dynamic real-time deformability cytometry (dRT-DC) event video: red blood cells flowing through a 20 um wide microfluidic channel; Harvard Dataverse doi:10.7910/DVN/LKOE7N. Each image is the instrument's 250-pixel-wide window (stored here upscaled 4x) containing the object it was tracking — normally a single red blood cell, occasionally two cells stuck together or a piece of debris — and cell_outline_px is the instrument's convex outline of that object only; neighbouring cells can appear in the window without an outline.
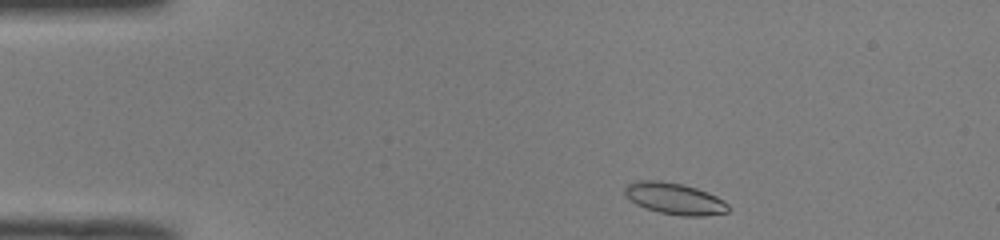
{"species": "common noctule bat (a hibernating species)", "species_latin": "Nyctalus noctula", "temperature_condition": "room temperature", "stored_images_in_passage": 43, "camera_frame_rate_fps": 3000, "um_per_image_px": 0.085, "animal": {"sex": "male", "body_mass_g": 19.0, "forearm_length_mm": 50.8}, "frame": {"image": 1, "passage_image": 1, "time_ms": 0.0, "image_size_px": [1000, 240], "cell_outline_px": [[732, 208], [728, 212], [704, 216], [680, 216], [660, 212], [644, 208], [636, 204], [624, 196], [624, 188], [628, 184], [636, 180], [660, 180], [680, 184], [696, 188], [716, 196], [724, 200]], "centroid_in_image_um": [57.33, 16.89], "position_along_channel_um": 27.7, "area_um2": 19.19}}
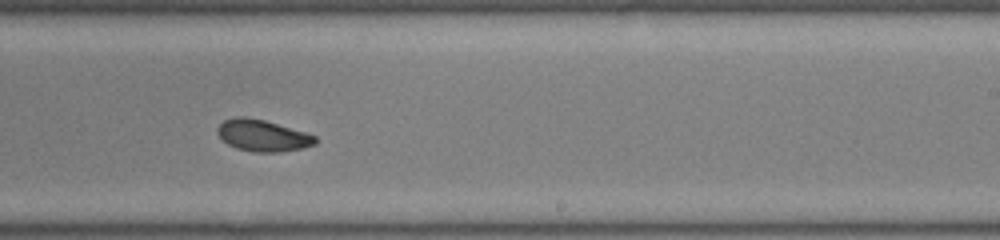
{"frame": {"image": 2, "passage_image": 24, "time_ms": 7.667, "image_size_px": [1000, 240], "cell_outline_px": [[316, 144], [304, 148], [280, 152], [252, 152], [236, 148], [228, 144], [216, 132], [216, 128], [224, 120], [236, 116], [248, 116], [264, 120], [304, 132], [316, 136]], "centroid_in_image_um": [22.31, 11.52], "position_along_channel_um": 266.7, "area_um2": 18.03}}
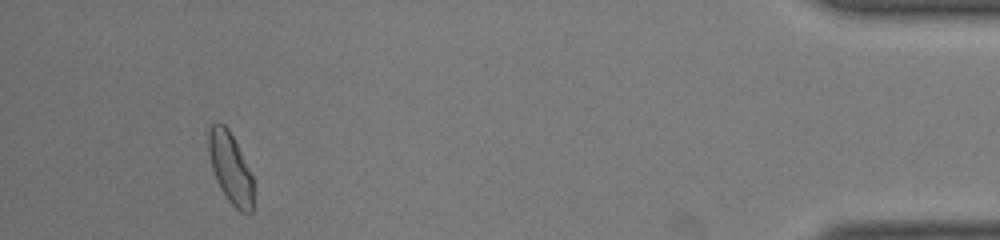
{"frame": {"image": 3, "passage_image": 40, "time_ms": 13.0, "image_size_px": [1000, 240], "cell_outline_px": [[252, 212], [240, 212], [228, 200], [220, 188], [212, 168], [208, 152], [208, 128], [212, 124], [224, 124], [228, 128], [252, 176]], "centroid_in_image_um": [19.55, 14.27], "position_along_channel_um": 415.6, "area_um2": 17.98}, "authors_computed_cell_mechanics": {"area_um2": 18.496, "velocity_mm_per_s": 3.9918, "shape_relaxation_time_tau1_ms": null, "shape_relaxation_time_tau2_ms": 2.7004, "deformation_change_tau1": null, "deformation_change_tau2": 0.0709}}